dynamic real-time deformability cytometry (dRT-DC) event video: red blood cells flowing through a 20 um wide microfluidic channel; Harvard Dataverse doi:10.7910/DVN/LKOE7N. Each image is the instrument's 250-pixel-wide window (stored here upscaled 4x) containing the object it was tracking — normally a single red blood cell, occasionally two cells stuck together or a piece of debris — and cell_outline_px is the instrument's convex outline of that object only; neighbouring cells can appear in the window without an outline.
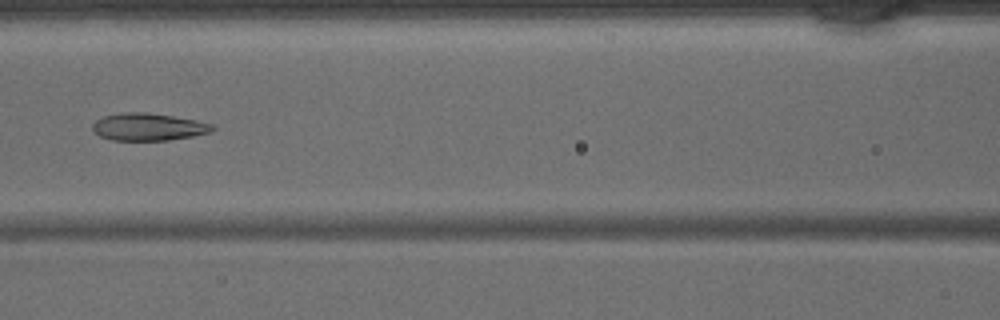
{"species": "common noctule bat (a hibernating species)", "species_latin": "Nyctalus noctula", "temperature_condition": "warm", "stored_images_in_passage": 43, "camera_frame_rate_fps": 3000, "um_per_image_px": 0.085, "animal": {"sex": "male", "body_mass_g": 15.6}, "frame": {"image": 1, "passage_image": 19, "time_ms": 6.0, "image_size_px": [1000, 320], "cell_outline_px": [[216, 128], [212, 132], [192, 136], [168, 140], [112, 140], [100, 136], [92, 128], [92, 124], [96, 120], [104, 116], [124, 112], [148, 112], [196, 120], [212, 124]], "centroid_in_image_um": [12.62, 10.78], "position_along_channel_um": 154.0, "area_um2": 19.07}}
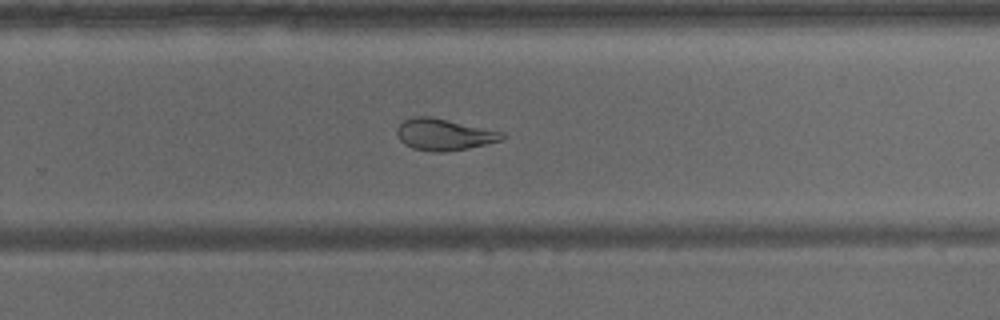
{"frame": {"image": 2, "passage_image": 28, "time_ms": 9.0, "image_size_px": [1000, 320], "cell_outline_px": [[508, 136], [500, 140], [484, 144], [444, 152], [432, 152], [412, 148], [404, 144], [400, 140], [396, 132], [396, 128], [404, 120], [412, 116], [432, 116], [504, 132]], "centroid_in_image_um": [37.71, 11.42], "position_along_channel_um": 292.1, "area_um2": 19.36}}
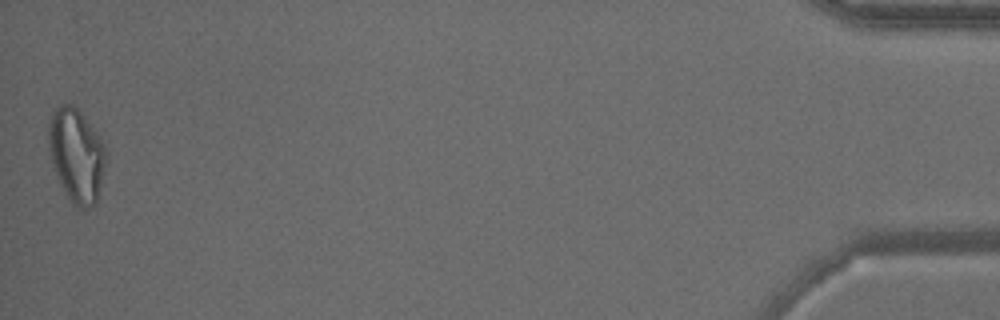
{"frame": {"image": 3, "passage_image": 43, "time_ms": 14.0, "image_size_px": [1000, 320], "cell_outline_px": [[108, 156], [96, 204], [88, 208], [76, 208], [72, 204], [60, 184], [52, 160], [48, 144], [48, 128], [52, 116], [56, 108], [60, 104], [72, 104], [84, 116], [100, 136], [108, 152]], "centroid_in_image_um": [6.54, 13.21], "position_along_channel_um": 428.7, "area_um2": 31.39}}